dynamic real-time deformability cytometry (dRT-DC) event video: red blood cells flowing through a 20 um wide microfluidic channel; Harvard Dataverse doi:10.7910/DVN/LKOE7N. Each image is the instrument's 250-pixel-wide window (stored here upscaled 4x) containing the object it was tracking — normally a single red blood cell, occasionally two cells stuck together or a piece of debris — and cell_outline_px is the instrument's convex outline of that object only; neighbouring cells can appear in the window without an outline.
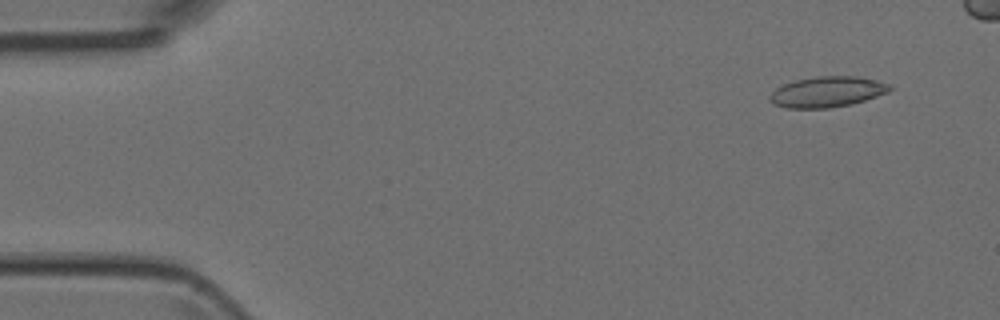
{"species": "Egyptian fruit bat (a non-hibernating species)", "species_latin": "Rousettus aegyptiacus", "temperature_condition": "room temperature", "stored_images_in_passage": 4, "camera_frame_rate_fps": 3000, "um_per_image_px": 0.085, "animal": {"sex": "female"}, "frame": {"image": 1, "passage_image": 2, "time_ms": 1.0, "image_size_px": [1000, 320], "cell_outline_px": [[892, 88], [888, 92], [852, 104], [828, 108], [788, 108], [772, 104], [768, 100], [768, 96], [776, 88], [784, 84], [796, 80], [816, 76], [856, 76], [876, 80], [892, 84]], "centroid_in_image_um": [70.3, 7.81], "position_along_channel_um": 14.7, "area_um2": 21.5}}